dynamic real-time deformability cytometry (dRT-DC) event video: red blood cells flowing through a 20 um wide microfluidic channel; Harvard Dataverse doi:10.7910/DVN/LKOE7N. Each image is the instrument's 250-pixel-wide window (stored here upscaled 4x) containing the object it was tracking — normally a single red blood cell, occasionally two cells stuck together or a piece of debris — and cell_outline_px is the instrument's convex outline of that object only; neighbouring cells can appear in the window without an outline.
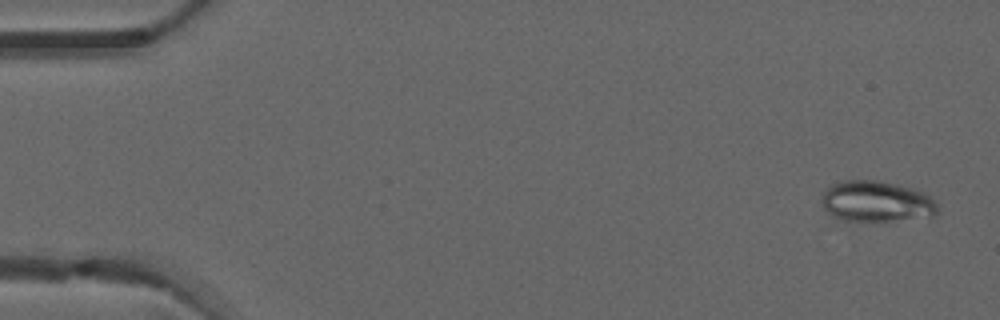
{"species": "common noctule bat (a hibernating species)", "species_latin": "Nyctalus noctula", "temperature_condition": "warm", "stored_images_in_passage": 3, "camera_frame_rate_fps": 3000, "um_per_image_px": 0.085, "animal": {"sex": "male", "forearm_length_mm": 52.5}, "frame": {"image": 1, "passage_image": 1, "time_ms": 0.0, "image_size_px": [1000, 320], "cell_outline_px": [[940, 212], [936, 216], [888, 220], [844, 220], [832, 216], [824, 208], [820, 200], [824, 192], [832, 184], [844, 180], [876, 180], [896, 184], [912, 188], [924, 192], [940, 204]], "centroid_in_image_um": [74.54, 17.11], "position_along_channel_um": 10.5, "area_um2": 27.69}}